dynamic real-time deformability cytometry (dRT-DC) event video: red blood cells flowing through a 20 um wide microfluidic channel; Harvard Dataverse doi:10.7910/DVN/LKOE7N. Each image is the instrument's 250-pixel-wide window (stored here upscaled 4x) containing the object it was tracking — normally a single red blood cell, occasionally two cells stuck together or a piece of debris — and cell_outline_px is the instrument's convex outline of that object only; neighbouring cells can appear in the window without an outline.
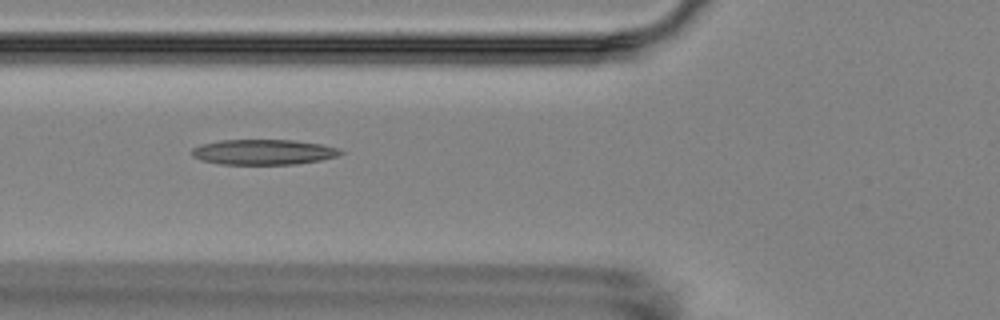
{"species": "Egyptian fruit bat (a non-hibernating species)", "species_latin": "Rousettus aegyptiacus", "temperature_condition": "room temperature", "stored_images_in_passage": 5, "camera_frame_rate_fps": 3000, "um_per_image_px": 0.085, "animal": {"sex": "female"}, "frame": {"image": 1, "passage_image": 3, "time_ms": 2.0, "image_size_px": [1000, 320], "cell_outline_px": [[344, 152], [336, 156], [320, 160], [296, 164], [220, 164], [200, 160], [192, 156], [192, 148], [200, 144], [220, 140], [292, 140], [320, 144], [340, 148]], "centroid_in_image_um": [22.36, 12.92], "position_along_channel_um": 103.4, "area_um2": 21.91}}
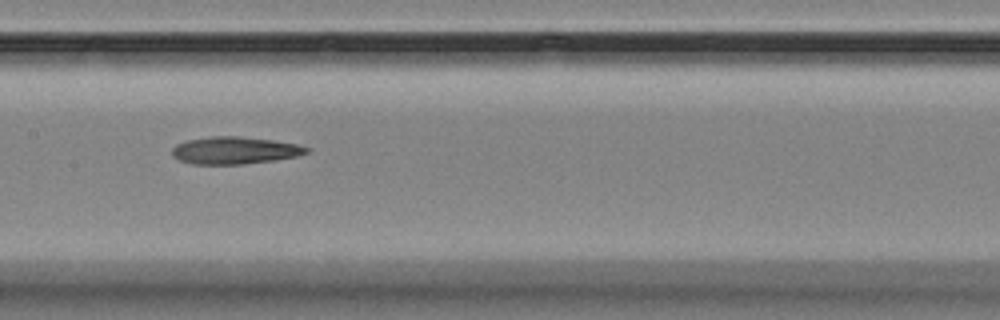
{"frame": {"image": 2, "passage_image": 5, "time_ms": 4.333, "image_size_px": [1000, 320], "cell_outline_px": [[312, 148], [308, 152], [296, 156], [276, 160], [244, 164], [192, 164], [180, 160], [172, 156], [172, 148], [176, 144], [188, 140], [212, 136], [240, 136], [272, 140], [296, 144]], "centroid_in_image_um": [19.95, 12.78], "position_along_channel_um": 187.4, "area_um2": 21.39}}